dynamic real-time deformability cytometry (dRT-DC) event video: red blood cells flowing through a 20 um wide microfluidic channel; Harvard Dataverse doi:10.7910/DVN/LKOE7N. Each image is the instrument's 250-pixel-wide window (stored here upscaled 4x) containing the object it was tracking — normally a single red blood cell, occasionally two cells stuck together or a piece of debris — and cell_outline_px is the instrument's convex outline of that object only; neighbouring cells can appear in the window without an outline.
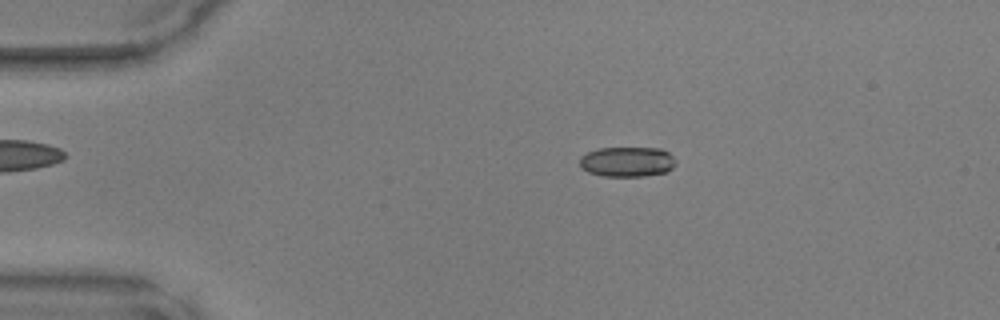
{"species": "common noctule bat (a hibernating species)", "species_latin": "Nyctalus noctula", "temperature_condition": "warm", "stored_images_in_passage": 43, "camera_frame_rate_fps": 3000, "um_per_image_px": 0.085, "animal": {"sex": "male", "body_mass_g": 17.9, "forearm_length_mm": 54.2}, "frame": {"image": 1, "passage_image": 4, "time_ms": 1.0, "image_size_px": [1000, 320], "cell_outline_px": [[676, 164], [668, 172], [644, 176], [604, 176], [588, 172], [580, 168], [580, 156], [588, 152], [600, 148], [660, 148], [668, 152], [676, 160]], "centroid_in_image_um": [53.32, 13.75], "position_along_channel_um": 31.7, "area_um2": 16.94}}
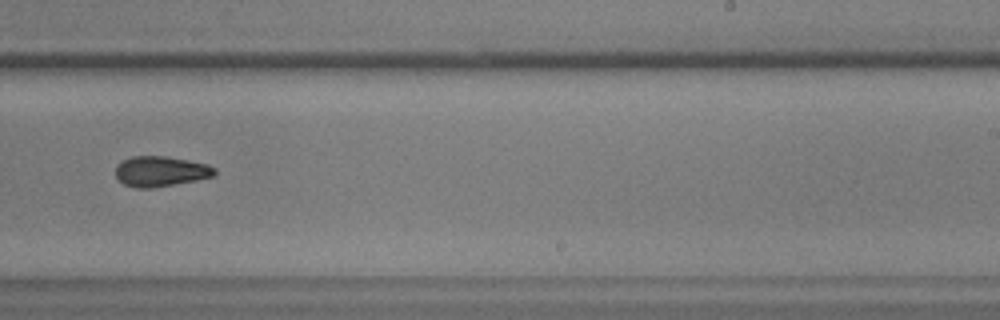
{"frame": {"image": 2, "passage_image": 25, "time_ms": 8.0, "image_size_px": [1000, 320], "cell_outline_px": [[216, 172], [212, 176], [196, 180], [152, 188], [136, 188], [124, 184], [116, 176], [116, 168], [124, 160], [132, 156], [164, 156], [188, 160], [208, 164], [216, 168]], "centroid_in_image_um": [13.67, 14.56], "position_along_channel_um": 275.3, "area_um2": 17.28}}
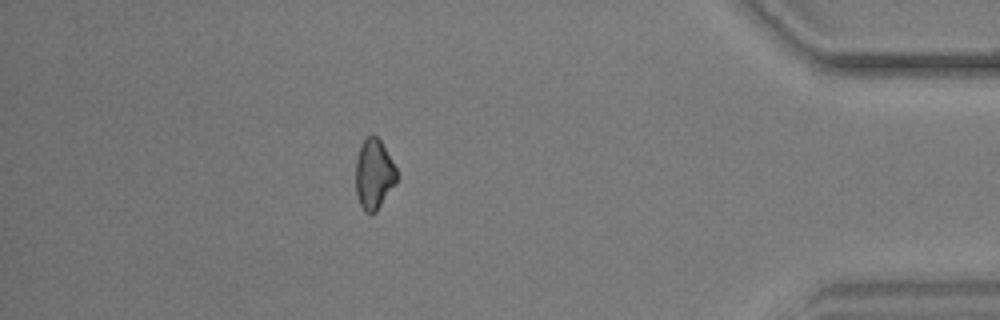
{"frame": {"image": 3, "passage_image": 37, "time_ms": 12.0, "image_size_px": [1000, 320], "cell_outline_px": [[396, 184], [376, 212], [364, 212], [356, 196], [356, 160], [360, 144], [372, 132], [380, 140], [396, 168]], "centroid_in_image_um": [31.77, 14.8], "position_along_channel_um": 403.4, "area_um2": 16.76}}